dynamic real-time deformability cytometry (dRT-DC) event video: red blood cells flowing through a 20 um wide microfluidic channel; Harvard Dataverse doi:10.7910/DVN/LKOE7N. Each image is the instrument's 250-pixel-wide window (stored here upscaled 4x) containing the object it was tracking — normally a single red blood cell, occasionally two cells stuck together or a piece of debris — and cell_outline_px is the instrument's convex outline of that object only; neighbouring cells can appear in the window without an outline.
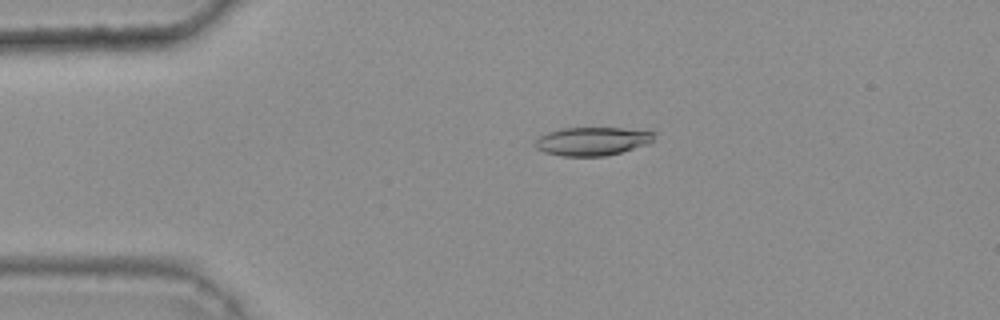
{"species": "common noctule bat (a hibernating species)", "species_latin": "Nyctalus noctula", "temperature_condition": "warm", "stored_images_in_passage": 42, "camera_frame_rate_fps": 3000, "um_per_image_px": 0.085, "animal": {"sex": "female", "body_mass_g": 25.1}, "frame": {"image": 1, "passage_image": 6, "time_ms": 1.667, "image_size_px": [1000, 320], "cell_outline_px": [[656, 132], [652, 140], [648, 144], [620, 152], [604, 156], [564, 156], [544, 152], [536, 148], [536, 140], [540, 136], [548, 132], [564, 128], [624, 128]], "centroid_in_image_um": [50.35, 12.0], "position_along_channel_um": 34.6, "area_um2": 19.48}}
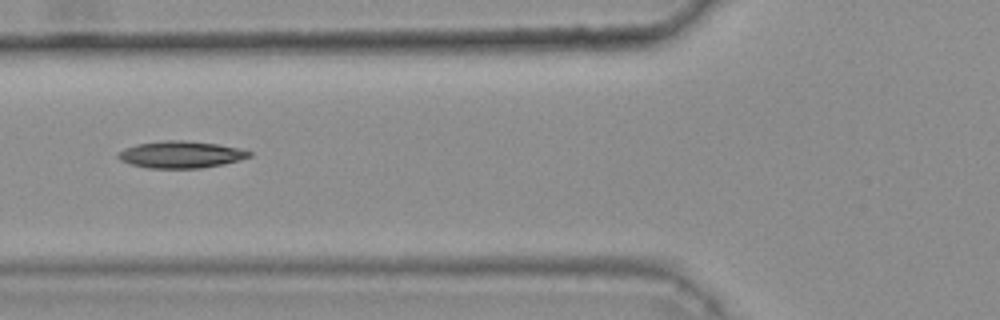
{"frame": {"image": 2, "passage_image": 15, "time_ms": 4.667, "image_size_px": [1000, 320], "cell_outline_px": [[252, 156], [240, 160], [224, 164], [200, 168], [148, 168], [132, 164], [120, 160], [116, 156], [116, 152], [124, 148], [136, 144], [164, 140], [184, 140], [216, 144], [240, 148], [252, 152]], "centroid_in_image_um": [15.36, 13.13], "position_along_channel_um": 110.4, "area_um2": 20.69}}
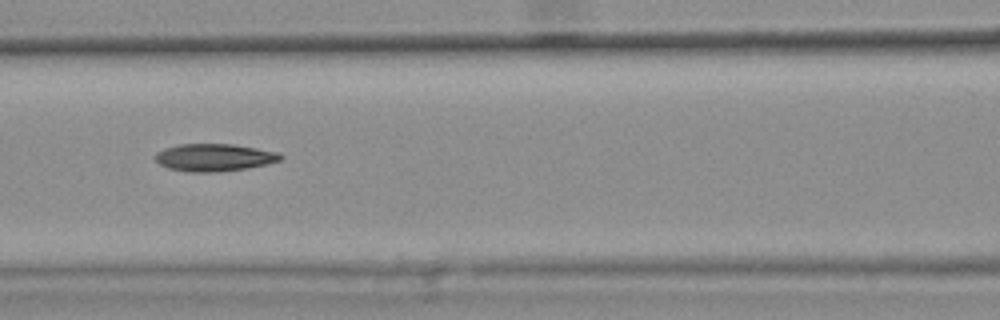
{"frame": {"image": 3, "passage_image": 18, "time_ms": 5.667, "image_size_px": [1000, 320], "cell_outline_px": [[284, 156], [280, 160], [264, 164], [244, 168], [212, 172], [188, 172], [168, 168], [160, 164], [152, 156], [156, 152], [164, 148], [180, 144], [232, 144], [280, 152]], "centroid_in_image_um": [18.16, 13.37], "position_along_channel_um": 148.4, "area_um2": 19.94}, "authors_computed_cell_mechanics": {"area_um2": 19.8254, "velocity_mm_per_s": 3.7876, "shape_relaxation_time_tau1_ms": 9.2356, "shape_relaxation_time_tau2_ms": 4.0821, "deformation_change_tau1": 0.222, "deformation_change_tau2": 0.1226}}